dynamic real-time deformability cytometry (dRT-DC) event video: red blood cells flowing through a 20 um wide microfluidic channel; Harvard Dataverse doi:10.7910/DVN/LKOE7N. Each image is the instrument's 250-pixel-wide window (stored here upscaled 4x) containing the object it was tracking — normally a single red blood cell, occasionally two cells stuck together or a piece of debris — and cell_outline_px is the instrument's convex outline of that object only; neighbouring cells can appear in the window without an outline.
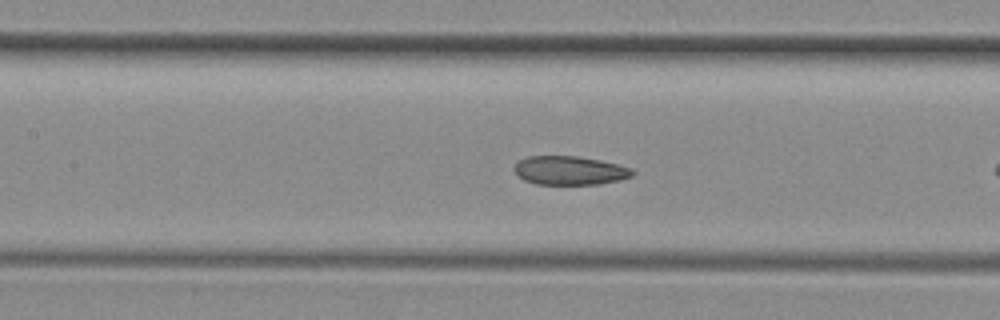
{"species": "common noctule bat (a hibernating species)", "species_latin": "Nyctalus noctula", "temperature_condition": "room temperature", "stored_images_in_passage": 10, "camera_frame_rate_fps": 3000, "um_per_image_px": 0.085, "animal": {"sex": "female", "body_mass_g": 29.2, "forearm_length_mm": 56.3}, "frame": {"image": 1, "passage_image": 9, "time_ms": 2.667, "image_size_px": [1000, 320], "cell_outline_px": [[636, 172], [632, 176], [620, 180], [600, 184], [536, 184], [524, 180], [512, 168], [520, 160], [528, 156], [576, 156], [600, 160], [632, 168]], "centroid_in_image_um": [48.45, 14.49], "position_along_channel_um": 158.9, "area_um2": 19.77}}